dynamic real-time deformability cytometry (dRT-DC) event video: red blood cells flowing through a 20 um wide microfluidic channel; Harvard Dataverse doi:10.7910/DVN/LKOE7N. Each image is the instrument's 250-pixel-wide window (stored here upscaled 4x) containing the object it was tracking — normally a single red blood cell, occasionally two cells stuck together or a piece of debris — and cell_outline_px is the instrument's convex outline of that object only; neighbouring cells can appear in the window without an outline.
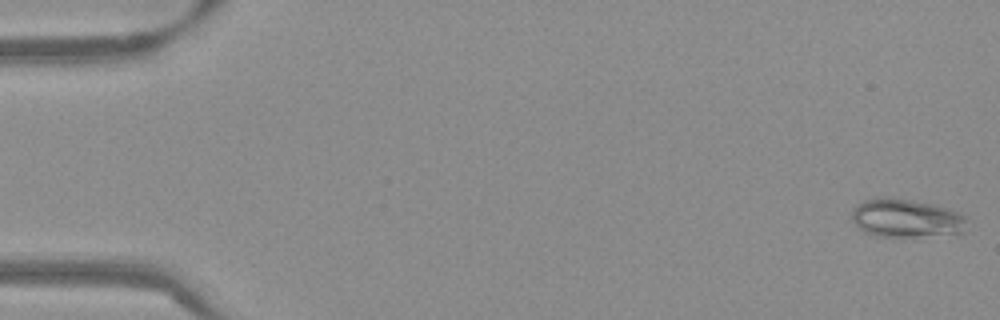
{"species": "Egyptian fruit bat (a non-hibernating species)", "species_latin": "Rousettus aegyptiacus", "temperature_condition": "warm", "stored_images_in_passage": 54, "camera_frame_rate_fps": 3000, "um_per_image_px": 0.085, "frame": {"image": 1, "passage_image": 1, "time_ms": 0.0, "image_size_px": [1000, 320], "cell_outline_px": [[964, 232], [912, 236], [876, 236], [864, 232], [852, 220], [852, 208], [864, 200], [880, 196], [908, 200], [932, 204], [948, 208], [964, 216]], "centroid_in_image_um": [76.94, 18.53], "position_along_channel_um": 8.1, "area_um2": 25.2}}
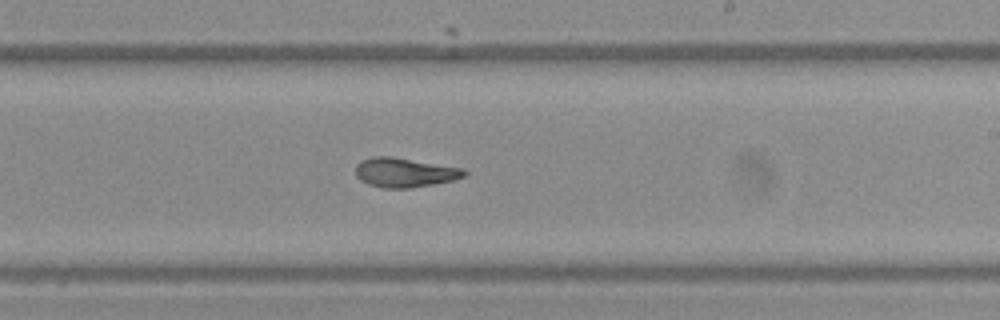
{"frame": {"image": 2, "passage_image": 32, "time_ms": 10.333, "image_size_px": [1000, 320], "cell_outline_px": [[468, 172], [464, 176], [452, 180], [432, 184], [408, 188], [384, 188], [368, 184], [360, 180], [356, 176], [356, 164], [360, 160], [372, 156], [392, 156], [464, 168]], "centroid_in_image_um": [34.37, 14.64], "position_along_channel_um": 254.6, "area_um2": 18.67}}
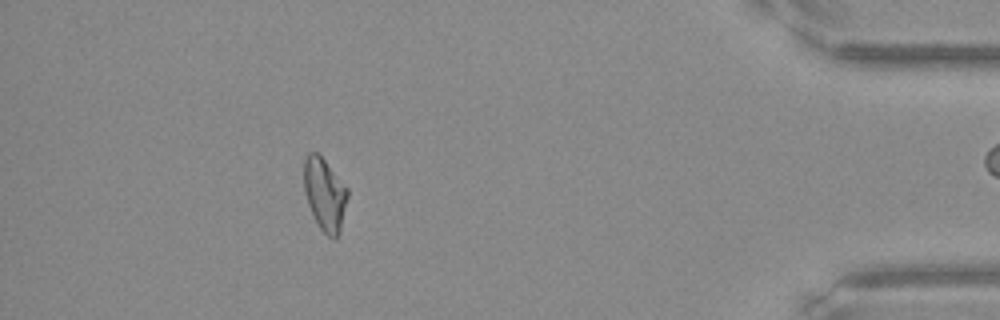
{"frame": {"image": 3, "passage_image": 48, "time_ms": 15.667, "image_size_px": [1000, 320], "cell_outline_px": [[348, 196], [340, 232], [336, 240], [328, 236], [320, 228], [308, 204], [304, 192], [304, 160], [308, 152], [316, 152], [324, 160], [348, 188]], "centroid_in_image_um": [27.61, 16.52], "position_along_channel_um": 407.6, "area_um2": 18.32}, "authors_computed_cell_mechanics": {"area_um2": 19.5075, "velocity_mm_per_s": 3.8292, "shape_relaxation_time_tau1_ms": null, "shape_relaxation_time_tau2_ms": 1.1447, "deformation_change_tau1": null, "deformation_change_tau2": 0.0617}}